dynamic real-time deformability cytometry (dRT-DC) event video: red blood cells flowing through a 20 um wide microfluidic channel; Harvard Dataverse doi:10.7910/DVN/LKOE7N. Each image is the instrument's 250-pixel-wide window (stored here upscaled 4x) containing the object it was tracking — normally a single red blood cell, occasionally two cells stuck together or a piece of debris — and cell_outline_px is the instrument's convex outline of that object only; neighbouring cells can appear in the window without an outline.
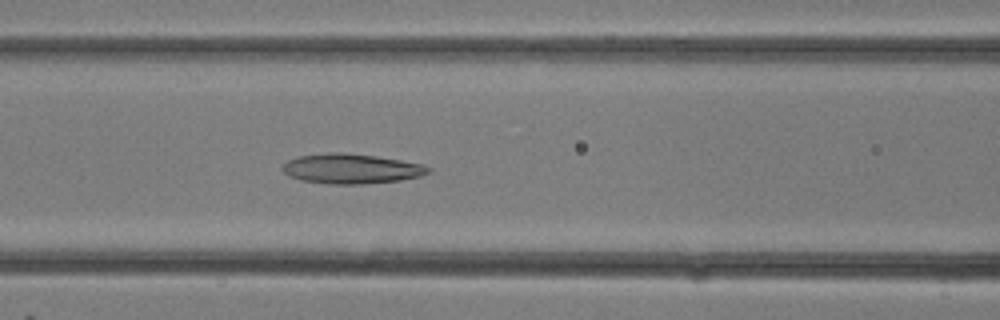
{"species": "common noctule bat (a hibernating species)", "species_latin": "Nyctalus noctula", "temperature_condition": "room temperature", "stored_images_in_passage": 15, "camera_frame_rate_fps": 3000, "um_per_image_px": 0.085, "animal": {"sex": "female"}, "frame": {"image": 1, "passage_image": 13, "time_ms": 4.0, "image_size_px": [1000, 320], "cell_outline_px": [[432, 172], [420, 176], [400, 180], [360, 184], [328, 184], [300, 180], [288, 176], [280, 168], [288, 160], [300, 156], [328, 152], [344, 152], [376, 156], [424, 164], [432, 168]], "centroid_in_image_um": [29.86, 14.34], "position_along_channel_um": 136.7, "area_um2": 25.55}}
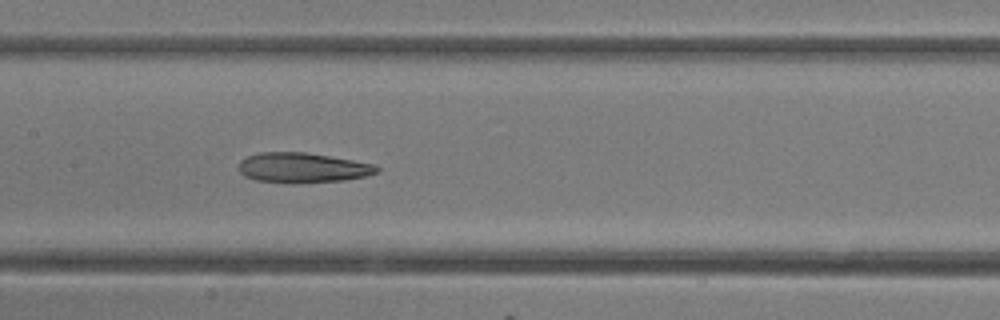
{"frame": {"image": 2, "passage_image": 15, "time_ms": 4.667, "image_size_px": [1000, 320], "cell_outline_px": [[380, 172], [368, 176], [344, 180], [292, 184], [256, 180], [244, 176], [240, 172], [240, 160], [248, 156], [260, 152], [304, 152], [376, 164], [380, 168]], "centroid_in_image_um": [25.76, 14.27], "position_along_channel_um": 181.6, "area_um2": 24.33}}